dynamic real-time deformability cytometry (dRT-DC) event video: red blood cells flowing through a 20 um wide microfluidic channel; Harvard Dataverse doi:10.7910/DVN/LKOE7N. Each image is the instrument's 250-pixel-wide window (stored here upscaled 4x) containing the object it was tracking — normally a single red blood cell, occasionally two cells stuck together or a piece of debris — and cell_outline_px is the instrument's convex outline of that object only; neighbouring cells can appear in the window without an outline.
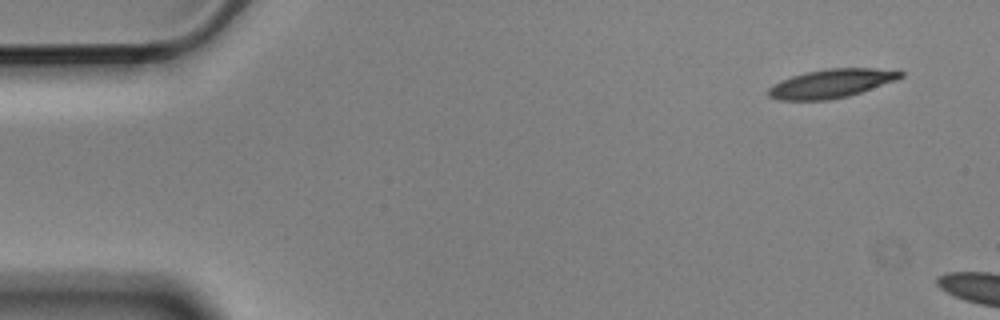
{"species": "Egyptian fruit bat (a non-hibernating species)", "species_latin": "Rousettus aegyptiacus", "temperature_condition": "cold", "stored_images_in_passage": 2, "camera_frame_rate_fps": 3000, "um_per_image_px": 0.085, "animal": {"sex": "male"}, "frame": {"image": 1, "passage_image": 1, "time_ms": 0.0, "image_size_px": [1000, 320], "cell_outline_px": [[904, 76], [896, 80], [848, 96], [828, 100], [780, 100], [768, 96], [768, 88], [792, 76], [804, 72], [828, 68], [872, 68], [904, 72]], "centroid_in_image_um": [70.66, 7.09], "position_along_channel_um": 14.3, "area_um2": 21.79}}